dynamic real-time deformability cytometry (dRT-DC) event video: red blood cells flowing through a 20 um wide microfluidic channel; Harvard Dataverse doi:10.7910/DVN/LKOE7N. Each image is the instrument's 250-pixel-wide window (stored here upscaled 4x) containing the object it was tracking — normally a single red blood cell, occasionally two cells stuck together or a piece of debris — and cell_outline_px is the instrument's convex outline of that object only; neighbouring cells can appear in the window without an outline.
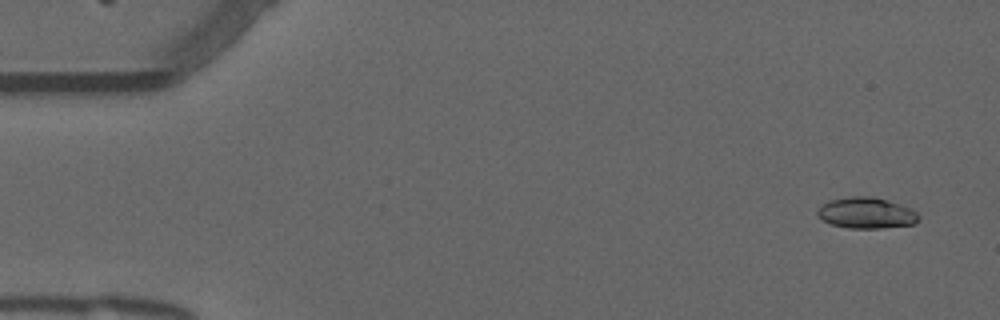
{"species": "common noctule bat (a hibernating species)", "species_latin": "Nyctalus noctula", "temperature_condition": "warm", "stored_images_in_passage": 52, "camera_frame_rate_fps": 3000, "um_per_image_px": 0.085, "animal": {"sex": "male", "forearm_length_mm": 52.5}, "frame": {"image": 1, "passage_image": 3, "time_ms": 0.667, "image_size_px": [1000, 320], "cell_outline_px": [[920, 216], [916, 224], [880, 228], [848, 228], [832, 224], [816, 216], [816, 212], [828, 200], [852, 196], [872, 196], [900, 204], [912, 208]], "centroid_in_image_um": [73.66, 18.1], "position_along_channel_um": 11.3, "area_um2": 18.32}}
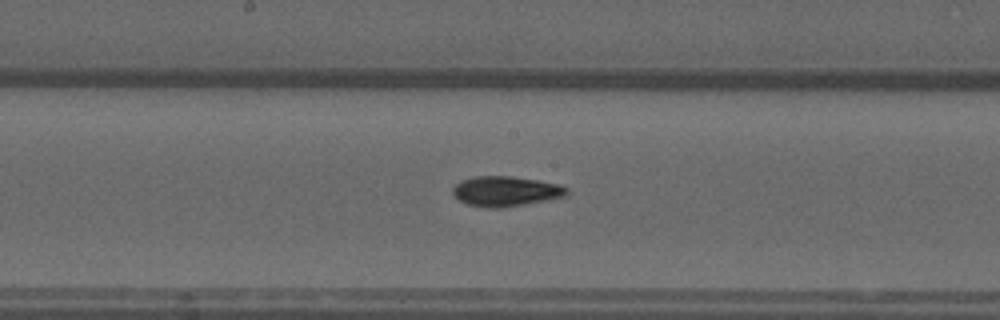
{"frame": {"image": 2, "passage_image": 28, "time_ms": 9.0, "image_size_px": [1000, 320], "cell_outline_px": [[568, 192], [564, 196], [524, 204], [496, 208], [492, 208], [468, 204], [460, 200], [452, 192], [452, 188], [460, 180], [476, 176], [512, 176], [536, 180], [556, 184], [568, 188]], "centroid_in_image_um": [42.94, 16.24], "position_along_channel_um": 205.3, "area_um2": 19.54}}
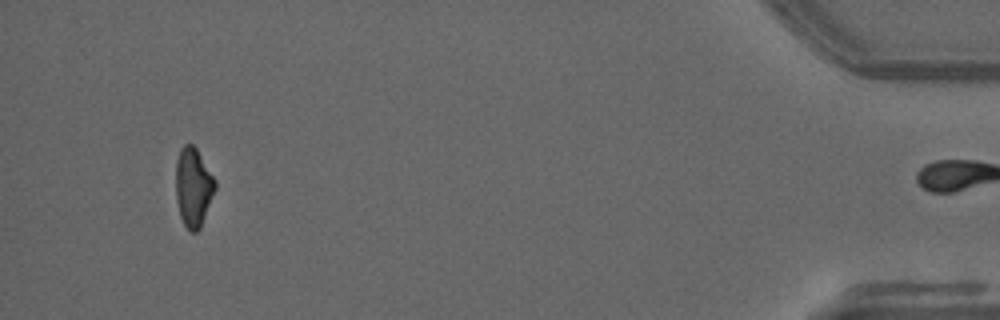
{"frame": {"image": 3, "passage_image": 51, "time_ms": 16.667, "image_size_px": [1000, 320], "cell_outline_px": [[216, 188], [200, 228], [196, 232], [188, 232], [180, 216], [176, 200], [176, 160], [180, 148], [184, 144], [192, 144], [196, 148], [216, 180]], "centroid_in_image_um": [16.42, 15.91], "position_along_channel_um": 418.8, "area_um2": 18.15}, "authors_computed_cell_mechanics": {"area_um2": 18.4382, "velocity_mm_per_s": 3.8181, "shape_relaxation_time_tau1_ms": 5.1931, "shape_relaxation_time_tau2_ms": 3.9298, "deformation_change_tau1": 0.1725, "deformation_change_tau2": 0.1041}}